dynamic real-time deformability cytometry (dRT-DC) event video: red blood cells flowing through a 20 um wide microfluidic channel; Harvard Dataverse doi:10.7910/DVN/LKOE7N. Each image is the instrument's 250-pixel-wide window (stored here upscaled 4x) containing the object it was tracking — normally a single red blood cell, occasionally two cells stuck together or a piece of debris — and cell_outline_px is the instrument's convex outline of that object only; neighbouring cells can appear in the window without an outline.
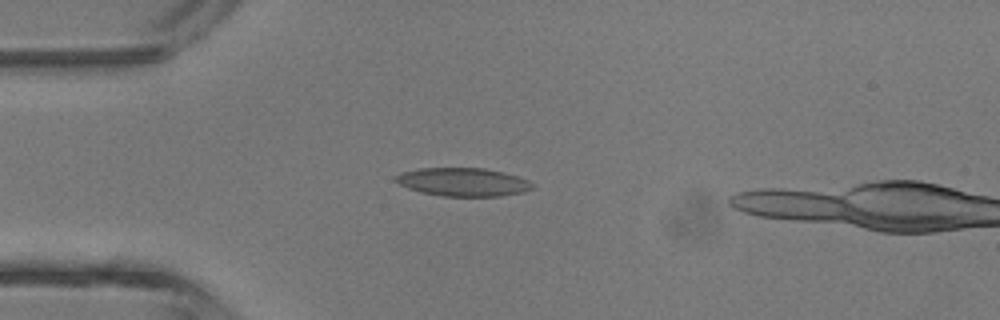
{"species": "common noctule bat (a hibernating species)", "species_latin": "Nyctalus noctula", "temperature_condition": "room temperature", "stored_images_in_passage": 3, "camera_frame_rate_fps": 3000, "um_per_image_px": 0.085, "animal": {"sex": "male", "body_mass_g": 13.3}, "frame": {"image": 1, "passage_image": 2, "time_ms": 2.0, "image_size_px": [1000, 320], "cell_outline_px": [[536, 184], [532, 188], [524, 192], [500, 196], [444, 196], [420, 192], [408, 188], [392, 180], [400, 172], [420, 168], [484, 168], [504, 172], [528, 180]], "centroid_in_image_um": [39.35, 15.47], "position_along_channel_um": 45.6, "area_um2": 22.66}}